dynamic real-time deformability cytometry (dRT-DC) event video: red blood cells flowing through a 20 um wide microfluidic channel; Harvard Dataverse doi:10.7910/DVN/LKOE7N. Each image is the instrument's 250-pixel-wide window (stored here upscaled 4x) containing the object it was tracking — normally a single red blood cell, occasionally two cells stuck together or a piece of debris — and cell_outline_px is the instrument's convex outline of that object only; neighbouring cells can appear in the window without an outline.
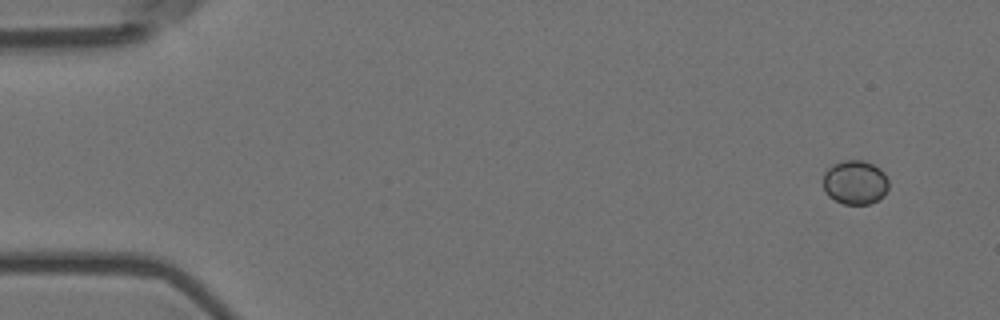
{"species": "Egyptian fruit bat (a non-hibernating species)", "species_latin": "Rousettus aegyptiacus", "temperature_condition": "room temperature", "stored_images_in_passage": 4, "camera_frame_rate_fps": 3000, "um_per_image_px": 0.085, "animal": {"sex": "female"}, "frame": {"image": 1, "passage_image": 1, "time_ms": 0.0, "image_size_px": [1000, 320], "cell_outline_px": [[888, 188], [884, 196], [868, 204], [844, 204], [828, 196], [824, 192], [824, 172], [832, 164], [840, 160], [864, 160], [880, 168], [884, 172], [888, 180]], "centroid_in_image_um": [72.68, 15.48], "position_along_channel_um": 12.3, "area_um2": 16.99}}